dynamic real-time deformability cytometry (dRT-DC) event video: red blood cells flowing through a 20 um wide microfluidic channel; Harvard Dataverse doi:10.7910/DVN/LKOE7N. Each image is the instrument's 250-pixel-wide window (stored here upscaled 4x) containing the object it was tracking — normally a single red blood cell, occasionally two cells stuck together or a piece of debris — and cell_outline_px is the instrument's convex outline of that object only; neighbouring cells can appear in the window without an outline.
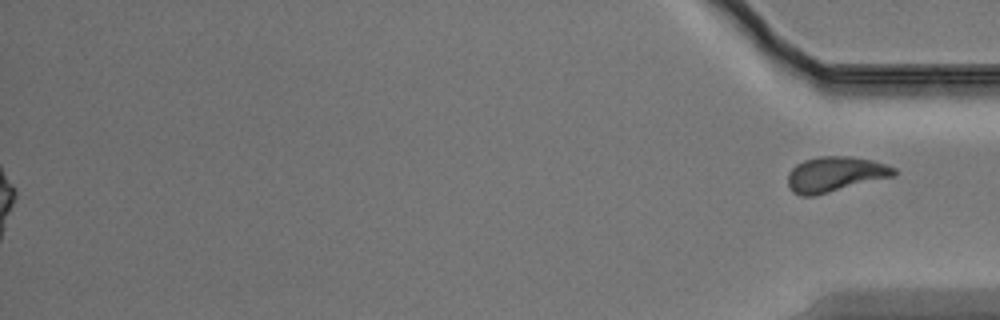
{"species": "Egyptian fruit bat (a non-hibernating species)", "species_latin": "Rousettus aegyptiacus", "temperature_condition": "warm", "stored_images_in_passage": 47, "segment_of_instrument_passage": [2, 2], "camera_frame_rate_fps": 3000, "um_per_image_px": 0.085, "animal": {"sex": "male"}, "frame": {"image": 1, "passage_image": 47, "time_ms": 15.333, "image_size_px": [1000, 320], "cell_outline_px": [[896, 176], [812, 196], [800, 196], [792, 192], [788, 188], [788, 172], [796, 164], [804, 160], [820, 156], [852, 156], [872, 160], [896, 168]], "centroid_in_image_um": [70.97, 14.81], "position_along_channel_um": 364.2, "area_um2": 21.91}}